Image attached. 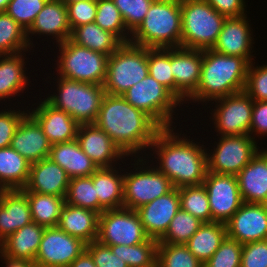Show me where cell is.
<instances>
[{"label": "cell", "mask_w": 267, "mask_h": 267, "mask_svg": "<svg viewBox=\"0 0 267 267\" xmlns=\"http://www.w3.org/2000/svg\"><path fill=\"white\" fill-rule=\"evenodd\" d=\"M71 31L66 5L60 0H48L27 31V39L31 50H34L36 46L33 41L35 36L39 42H52L54 47L55 44L59 45L70 39ZM42 37L46 38L43 39Z\"/></svg>", "instance_id": "18"}, {"label": "cell", "mask_w": 267, "mask_h": 267, "mask_svg": "<svg viewBox=\"0 0 267 267\" xmlns=\"http://www.w3.org/2000/svg\"><path fill=\"white\" fill-rule=\"evenodd\" d=\"M244 91L253 101H267V62L249 64Z\"/></svg>", "instance_id": "48"}, {"label": "cell", "mask_w": 267, "mask_h": 267, "mask_svg": "<svg viewBox=\"0 0 267 267\" xmlns=\"http://www.w3.org/2000/svg\"><path fill=\"white\" fill-rule=\"evenodd\" d=\"M2 108L3 106L0 108V148H6L10 147L16 129L21 120L28 114V106L12 105V107L4 106Z\"/></svg>", "instance_id": "45"}, {"label": "cell", "mask_w": 267, "mask_h": 267, "mask_svg": "<svg viewBox=\"0 0 267 267\" xmlns=\"http://www.w3.org/2000/svg\"><path fill=\"white\" fill-rule=\"evenodd\" d=\"M95 124L127 157H145L161 129L123 96L111 94L104 95Z\"/></svg>", "instance_id": "2"}, {"label": "cell", "mask_w": 267, "mask_h": 267, "mask_svg": "<svg viewBox=\"0 0 267 267\" xmlns=\"http://www.w3.org/2000/svg\"><path fill=\"white\" fill-rule=\"evenodd\" d=\"M156 263L160 267H203L185 244L158 243Z\"/></svg>", "instance_id": "43"}, {"label": "cell", "mask_w": 267, "mask_h": 267, "mask_svg": "<svg viewBox=\"0 0 267 267\" xmlns=\"http://www.w3.org/2000/svg\"><path fill=\"white\" fill-rule=\"evenodd\" d=\"M148 75L147 48L123 43L108 57L103 87L106 94L122 96Z\"/></svg>", "instance_id": "10"}, {"label": "cell", "mask_w": 267, "mask_h": 267, "mask_svg": "<svg viewBox=\"0 0 267 267\" xmlns=\"http://www.w3.org/2000/svg\"><path fill=\"white\" fill-rule=\"evenodd\" d=\"M206 107L204 111L210 114L207 121L214 126L212 134L217 133L213 136L249 135L253 100L245 91L216 99Z\"/></svg>", "instance_id": "12"}, {"label": "cell", "mask_w": 267, "mask_h": 267, "mask_svg": "<svg viewBox=\"0 0 267 267\" xmlns=\"http://www.w3.org/2000/svg\"><path fill=\"white\" fill-rule=\"evenodd\" d=\"M148 74L174 95L171 48H147Z\"/></svg>", "instance_id": "42"}, {"label": "cell", "mask_w": 267, "mask_h": 267, "mask_svg": "<svg viewBox=\"0 0 267 267\" xmlns=\"http://www.w3.org/2000/svg\"><path fill=\"white\" fill-rule=\"evenodd\" d=\"M99 213L65 203L58 227L67 234L89 244L98 237Z\"/></svg>", "instance_id": "29"}, {"label": "cell", "mask_w": 267, "mask_h": 267, "mask_svg": "<svg viewBox=\"0 0 267 267\" xmlns=\"http://www.w3.org/2000/svg\"><path fill=\"white\" fill-rule=\"evenodd\" d=\"M248 66L242 57L203 50L200 81L196 92L183 105L184 109L197 104L198 108L203 106L199 108L203 110L216 99L244 91Z\"/></svg>", "instance_id": "3"}, {"label": "cell", "mask_w": 267, "mask_h": 267, "mask_svg": "<svg viewBox=\"0 0 267 267\" xmlns=\"http://www.w3.org/2000/svg\"><path fill=\"white\" fill-rule=\"evenodd\" d=\"M200 219L179 209L171 220L169 228L158 243L186 244L191 236L203 225Z\"/></svg>", "instance_id": "41"}, {"label": "cell", "mask_w": 267, "mask_h": 267, "mask_svg": "<svg viewBox=\"0 0 267 267\" xmlns=\"http://www.w3.org/2000/svg\"><path fill=\"white\" fill-rule=\"evenodd\" d=\"M126 161L113 167L98 168L92 174L99 200V214L107 209L123 207L124 164L127 163Z\"/></svg>", "instance_id": "28"}, {"label": "cell", "mask_w": 267, "mask_h": 267, "mask_svg": "<svg viewBox=\"0 0 267 267\" xmlns=\"http://www.w3.org/2000/svg\"><path fill=\"white\" fill-rule=\"evenodd\" d=\"M10 0H0V12H5Z\"/></svg>", "instance_id": "56"}, {"label": "cell", "mask_w": 267, "mask_h": 267, "mask_svg": "<svg viewBox=\"0 0 267 267\" xmlns=\"http://www.w3.org/2000/svg\"><path fill=\"white\" fill-rule=\"evenodd\" d=\"M248 16L226 18L212 50L223 55L242 57L249 64L255 61L256 56L252 53L255 52L253 44L256 36L253 35L255 30Z\"/></svg>", "instance_id": "19"}, {"label": "cell", "mask_w": 267, "mask_h": 267, "mask_svg": "<svg viewBox=\"0 0 267 267\" xmlns=\"http://www.w3.org/2000/svg\"><path fill=\"white\" fill-rule=\"evenodd\" d=\"M31 51L27 32L6 12H0V55Z\"/></svg>", "instance_id": "36"}, {"label": "cell", "mask_w": 267, "mask_h": 267, "mask_svg": "<svg viewBox=\"0 0 267 267\" xmlns=\"http://www.w3.org/2000/svg\"><path fill=\"white\" fill-rule=\"evenodd\" d=\"M249 135L256 142H260L261 138L265 140L264 137L267 136V101H253Z\"/></svg>", "instance_id": "52"}, {"label": "cell", "mask_w": 267, "mask_h": 267, "mask_svg": "<svg viewBox=\"0 0 267 267\" xmlns=\"http://www.w3.org/2000/svg\"><path fill=\"white\" fill-rule=\"evenodd\" d=\"M148 238L136 210L121 207L99 215L97 241L104 245L131 246Z\"/></svg>", "instance_id": "13"}, {"label": "cell", "mask_w": 267, "mask_h": 267, "mask_svg": "<svg viewBox=\"0 0 267 267\" xmlns=\"http://www.w3.org/2000/svg\"><path fill=\"white\" fill-rule=\"evenodd\" d=\"M209 3L219 14L231 17H241L246 15L247 2L246 0H205Z\"/></svg>", "instance_id": "53"}, {"label": "cell", "mask_w": 267, "mask_h": 267, "mask_svg": "<svg viewBox=\"0 0 267 267\" xmlns=\"http://www.w3.org/2000/svg\"><path fill=\"white\" fill-rule=\"evenodd\" d=\"M50 72L52 74L45 73L47 75L45 83L50 84L44 85L46 93L42 97L55 108L68 113L79 125L95 123L102 99L106 94L104 87L57 76L54 70ZM50 85V91L47 93L49 90L47 87Z\"/></svg>", "instance_id": "4"}, {"label": "cell", "mask_w": 267, "mask_h": 267, "mask_svg": "<svg viewBox=\"0 0 267 267\" xmlns=\"http://www.w3.org/2000/svg\"><path fill=\"white\" fill-rule=\"evenodd\" d=\"M203 50L171 48L174 96L185 105L196 92L201 74Z\"/></svg>", "instance_id": "20"}, {"label": "cell", "mask_w": 267, "mask_h": 267, "mask_svg": "<svg viewBox=\"0 0 267 267\" xmlns=\"http://www.w3.org/2000/svg\"><path fill=\"white\" fill-rule=\"evenodd\" d=\"M154 0H113L127 30L132 34L143 22Z\"/></svg>", "instance_id": "46"}, {"label": "cell", "mask_w": 267, "mask_h": 267, "mask_svg": "<svg viewBox=\"0 0 267 267\" xmlns=\"http://www.w3.org/2000/svg\"><path fill=\"white\" fill-rule=\"evenodd\" d=\"M70 40L107 56L113 54L123 44L114 34L103 30L95 22L74 28L71 31Z\"/></svg>", "instance_id": "33"}, {"label": "cell", "mask_w": 267, "mask_h": 267, "mask_svg": "<svg viewBox=\"0 0 267 267\" xmlns=\"http://www.w3.org/2000/svg\"><path fill=\"white\" fill-rule=\"evenodd\" d=\"M69 267H96L90 253L85 250L72 261Z\"/></svg>", "instance_id": "55"}, {"label": "cell", "mask_w": 267, "mask_h": 267, "mask_svg": "<svg viewBox=\"0 0 267 267\" xmlns=\"http://www.w3.org/2000/svg\"><path fill=\"white\" fill-rule=\"evenodd\" d=\"M49 158L62 167L69 178L91 176L98 167L81 149L75 139L52 144Z\"/></svg>", "instance_id": "30"}, {"label": "cell", "mask_w": 267, "mask_h": 267, "mask_svg": "<svg viewBox=\"0 0 267 267\" xmlns=\"http://www.w3.org/2000/svg\"><path fill=\"white\" fill-rule=\"evenodd\" d=\"M128 161L124 165L123 207L137 210L174 188L146 157H129Z\"/></svg>", "instance_id": "7"}, {"label": "cell", "mask_w": 267, "mask_h": 267, "mask_svg": "<svg viewBox=\"0 0 267 267\" xmlns=\"http://www.w3.org/2000/svg\"><path fill=\"white\" fill-rule=\"evenodd\" d=\"M86 250L93 258L96 267H128L126 262L118 255H114L108 245H104L97 240L86 244Z\"/></svg>", "instance_id": "51"}, {"label": "cell", "mask_w": 267, "mask_h": 267, "mask_svg": "<svg viewBox=\"0 0 267 267\" xmlns=\"http://www.w3.org/2000/svg\"><path fill=\"white\" fill-rule=\"evenodd\" d=\"M5 191V189L3 187L0 186V199H1V196H2V193Z\"/></svg>", "instance_id": "59"}, {"label": "cell", "mask_w": 267, "mask_h": 267, "mask_svg": "<svg viewBox=\"0 0 267 267\" xmlns=\"http://www.w3.org/2000/svg\"><path fill=\"white\" fill-rule=\"evenodd\" d=\"M70 178L49 157L30 164L29 179L23 192H36L65 197Z\"/></svg>", "instance_id": "24"}, {"label": "cell", "mask_w": 267, "mask_h": 267, "mask_svg": "<svg viewBox=\"0 0 267 267\" xmlns=\"http://www.w3.org/2000/svg\"><path fill=\"white\" fill-rule=\"evenodd\" d=\"M66 7L71 30L95 20L97 0L76 1L66 4Z\"/></svg>", "instance_id": "49"}, {"label": "cell", "mask_w": 267, "mask_h": 267, "mask_svg": "<svg viewBox=\"0 0 267 267\" xmlns=\"http://www.w3.org/2000/svg\"><path fill=\"white\" fill-rule=\"evenodd\" d=\"M76 140L98 168L123 164L128 157L95 123L80 124Z\"/></svg>", "instance_id": "21"}, {"label": "cell", "mask_w": 267, "mask_h": 267, "mask_svg": "<svg viewBox=\"0 0 267 267\" xmlns=\"http://www.w3.org/2000/svg\"><path fill=\"white\" fill-rule=\"evenodd\" d=\"M30 205L33 222L44 227H56L60 220L65 197L24 192Z\"/></svg>", "instance_id": "35"}, {"label": "cell", "mask_w": 267, "mask_h": 267, "mask_svg": "<svg viewBox=\"0 0 267 267\" xmlns=\"http://www.w3.org/2000/svg\"><path fill=\"white\" fill-rule=\"evenodd\" d=\"M122 96L132 106L147 114L160 128L178 127V124L183 126V121L190 120L185 117L181 123L178 122V113L184 111L183 104L149 74Z\"/></svg>", "instance_id": "6"}, {"label": "cell", "mask_w": 267, "mask_h": 267, "mask_svg": "<svg viewBox=\"0 0 267 267\" xmlns=\"http://www.w3.org/2000/svg\"><path fill=\"white\" fill-rule=\"evenodd\" d=\"M31 222L27 195L21 189L5 190L0 199V243Z\"/></svg>", "instance_id": "26"}, {"label": "cell", "mask_w": 267, "mask_h": 267, "mask_svg": "<svg viewBox=\"0 0 267 267\" xmlns=\"http://www.w3.org/2000/svg\"><path fill=\"white\" fill-rule=\"evenodd\" d=\"M54 49V53L58 54L51 61H55L52 68L57 76L103 86L109 56L80 46L70 39L55 45Z\"/></svg>", "instance_id": "9"}, {"label": "cell", "mask_w": 267, "mask_h": 267, "mask_svg": "<svg viewBox=\"0 0 267 267\" xmlns=\"http://www.w3.org/2000/svg\"><path fill=\"white\" fill-rule=\"evenodd\" d=\"M94 22L103 30L114 34L122 43H129L131 33L127 30L120 11L113 0H97Z\"/></svg>", "instance_id": "39"}, {"label": "cell", "mask_w": 267, "mask_h": 267, "mask_svg": "<svg viewBox=\"0 0 267 267\" xmlns=\"http://www.w3.org/2000/svg\"><path fill=\"white\" fill-rule=\"evenodd\" d=\"M158 241L148 238L140 244L109 246L114 255L126 262L128 267H151L157 260Z\"/></svg>", "instance_id": "37"}, {"label": "cell", "mask_w": 267, "mask_h": 267, "mask_svg": "<svg viewBox=\"0 0 267 267\" xmlns=\"http://www.w3.org/2000/svg\"><path fill=\"white\" fill-rule=\"evenodd\" d=\"M62 1L65 5L68 3L76 2V1H84V0H60Z\"/></svg>", "instance_id": "57"}, {"label": "cell", "mask_w": 267, "mask_h": 267, "mask_svg": "<svg viewBox=\"0 0 267 267\" xmlns=\"http://www.w3.org/2000/svg\"><path fill=\"white\" fill-rule=\"evenodd\" d=\"M181 32L180 0H154L130 43L146 48L181 47Z\"/></svg>", "instance_id": "5"}, {"label": "cell", "mask_w": 267, "mask_h": 267, "mask_svg": "<svg viewBox=\"0 0 267 267\" xmlns=\"http://www.w3.org/2000/svg\"><path fill=\"white\" fill-rule=\"evenodd\" d=\"M261 204H263L267 207V194H266L265 200Z\"/></svg>", "instance_id": "58"}, {"label": "cell", "mask_w": 267, "mask_h": 267, "mask_svg": "<svg viewBox=\"0 0 267 267\" xmlns=\"http://www.w3.org/2000/svg\"><path fill=\"white\" fill-rule=\"evenodd\" d=\"M240 267H267V239L243 244Z\"/></svg>", "instance_id": "50"}, {"label": "cell", "mask_w": 267, "mask_h": 267, "mask_svg": "<svg viewBox=\"0 0 267 267\" xmlns=\"http://www.w3.org/2000/svg\"><path fill=\"white\" fill-rule=\"evenodd\" d=\"M32 51H24L17 54L12 55H0V104L1 106H14L18 105H25V99H21L22 103L19 101L20 98H25L24 94H26V89L30 86H34V76L30 75L32 70L28 66L29 57H26L27 53L30 56ZM28 68V69H27ZM29 71V72H27ZM29 74V76H28ZM32 77V81L30 79ZM32 85V86H31ZM23 95V96H22ZM22 96V97H21ZM20 97V98H18ZM17 100L15 103L11 100ZM18 98V99H17ZM24 100V101H23ZM6 104H5V103ZM8 102V103H7ZM11 102V103H10ZM18 102V103H17ZM17 103V104H16Z\"/></svg>", "instance_id": "16"}, {"label": "cell", "mask_w": 267, "mask_h": 267, "mask_svg": "<svg viewBox=\"0 0 267 267\" xmlns=\"http://www.w3.org/2000/svg\"><path fill=\"white\" fill-rule=\"evenodd\" d=\"M45 227L35 222L18 229L0 243V250L14 258L35 260Z\"/></svg>", "instance_id": "31"}, {"label": "cell", "mask_w": 267, "mask_h": 267, "mask_svg": "<svg viewBox=\"0 0 267 267\" xmlns=\"http://www.w3.org/2000/svg\"><path fill=\"white\" fill-rule=\"evenodd\" d=\"M30 162L11 147L0 148V186L23 189L29 179Z\"/></svg>", "instance_id": "32"}, {"label": "cell", "mask_w": 267, "mask_h": 267, "mask_svg": "<svg viewBox=\"0 0 267 267\" xmlns=\"http://www.w3.org/2000/svg\"><path fill=\"white\" fill-rule=\"evenodd\" d=\"M1 267H36L35 262L25 258H14L0 250ZM5 264V265H4Z\"/></svg>", "instance_id": "54"}, {"label": "cell", "mask_w": 267, "mask_h": 267, "mask_svg": "<svg viewBox=\"0 0 267 267\" xmlns=\"http://www.w3.org/2000/svg\"><path fill=\"white\" fill-rule=\"evenodd\" d=\"M242 249L243 244L226 236L218 250L204 263L203 267H240Z\"/></svg>", "instance_id": "47"}, {"label": "cell", "mask_w": 267, "mask_h": 267, "mask_svg": "<svg viewBox=\"0 0 267 267\" xmlns=\"http://www.w3.org/2000/svg\"><path fill=\"white\" fill-rule=\"evenodd\" d=\"M85 250L86 243L58 226L45 227L34 262L37 267H69Z\"/></svg>", "instance_id": "14"}, {"label": "cell", "mask_w": 267, "mask_h": 267, "mask_svg": "<svg viewBox=\"0 0 267 267\" xmlns=\"http://www.w3.org/2000/svg\"><path fill=\"white\" fill-rule=\"evenodd\" d=\"M214 137L215 141H210L214 143L205 141V144L209 146L206 147L208 171L216 174L237 175L258 153L261 144L266 145L263 141L258 144L250 135Z\"/></svg>", "instance_id": "11"}, {"label": "cell", "mask_w": 267, "mask_h": 267, "mask_svg": "<svg viewBox=\"0 0 267 267\" xmlns=\"http://www.w3.org/2000/svg\"><path fill=\"white\" fill-rule=\"evenodd\" d=\"M227 237L241 244L267 239V207L258 203H243L225 223Z\"/></svg>", "instance_id": "22"}, {"label": "cell", "mask_w": 267, "mask_h": 267, "mask_svg": "<svg viewBox=\"0 0 267 267\" xmlns=\"http://www.w3.org/2000/svg\"><path fill=\"white\" fill-rule=\"evenodd\" d=\"M48 0H10L6 13L27 32Z\"/></svg>", "instance_id": "44"}, {"label": "cell", "mask_w": 267, "mask_h": 267, "mask_svg": "<svg viewBox=\"0 0 267 267\" xmlns=\"http://www.w3.org/2000/svg\"><path fill=\"white\" fill-rule=\"evenodd\" d=\"M261 148L236 175L244 203L261 204L267 194V147Z\"/></svg>", "instance_id": "27"}, {"label": "cell", "mask_w": 267, "mask_h": 267, "mask_svg": "<svg viewBox=\"0 0 267 267\" xmlns=\"http://www.w3.org/2000/svg\"><path fill=\"white\" fill-rule=\"evenodd\" d=\"M51 146L42 127L29 113L21 120L10 143L30 163L48 158Z\"/></svg>", "instance_id": "25"}, {"label": "cell", "mask_w": 267, "mask_h": 267, "mask_svg": "<svg viewBox=\"0 0 267 267\" xmlns=\"http://www.w3.org/2000/svg\"><path fill=\"white\" fill-rule=\"evenodd\" d=\"M226 236L224 223H203L185 245L204 264L218 250Z\"/></svg>", "instance_id": "34"}, {"label": "cell", "mask_w": 267, "mask_h": 267, "mask_svg": "<svg viewBox=\"0 0 267 267\" xmlns=\"http://www.w3.org/2000/svg\"><path fill=\"white\" fill-rule=\"evenodd\" d=\"M38 90L40 91L39 99L36 98L37 96H35V94L33 97L29 96L30 99L34 98L33 100L35 103L32 102V99L30 101L31 103L28 101V113L42 127L49 142L51 144H56L75 140L79 124L68 113L55 108L42 98L41 94H44V92L41 91L43 90L42 88Z\"/></svg>", "instance_id": "17"}, {"label": "cell", "mask_w": 267, "mask_h": 267, "mask_svg": "<svg viewBox=\"0 0 267 267\" xmlns=\"http://www.w3.org/2000/svg\"><path fill=\"white\" fill-rule=\"evenodd\" d=\"M180 209L178 188L154 199L136 210L149 238L159 241L167 232L171 220Z\"/></svg>", "instance_id": "23"}, {"label": "cell", "mask_w": 267, "mask_h": 267, "mask_svg": "<svg viewBox=\"0 0 267 267\" xmlns=\"http://www.w3.org/2000/svg\"><path fill=\"white\" fill-rule=\"evenodd\" d=\"M182 15L181 47L212 49L226 16L219 14L205 0H180Z\"/></svg>", "instance_id": "8"}, {"label": "cell", "mask_w": 267, "mask_h": 267, "mask_svg": "<svg viewBox=\"0 0 267 267\" xmlns=\"http://www.w3.org/2000/svg\"><path fill=\"white\" fill-rule=\"evenodd\" d=\"M180 127L161 128L145 157L172 182L173 187L201 185L208 172L204 139L202 135L201 139L191 138L194 133L187 136L184 127Z\"/></svg>", "instance_id": "1"}, {"label": "cell", "mask_w": 267, "mask_h": 267, "mask_svg": "<svg viewBox=\"0 0 267 267\" xmlns=\"http://www.w3.org/2000/svg\"><path fill=\"white\" fill-rule=\"evenodd\" d=\"M178 193L180 209L190 213L204 223H211L208 194L203 184L179 187Z\"/></svg>", "instance_id": "38"}, {"label": "cell", "mask_w": 267, "mask_h": 267, "mask_svg": "<svg viewBox=\"0 0 267 267\" xmlns=\"http://www.w3.org/2000/svg\"><path fill=\"white\" fill-rule=\"evenodd\" d=\"M65 203L91 209L99 213V200L96 195L92 175L70 179L65 196Z\"/></svg>", "instance_id": "40"}, {"label": "cell", "mask_w": 267, "mask_h": 267, "mask_svg": "<svg viewBox=\"0 0 267 267\" xmlns=\"http://www.w3.org/2000/svg\"><path fill=\"white\" fill-rule=\"evenodd\" d=\"M211 209V222L226 223L244 203L236 175L207 172L204 182Z\"/></svg>", "instance_id": "15"}, {"label": "cell", "mask_w": 267, "mask_h": 267, "mask_svg": "<svg viewBox=\"0 0 267 267\" xmlns=\"http://www.w3.org/2000/svg\"><path fill=\"white\" fill-rule=\"evenodd\" d=\"M151 267H160L157 263H155L153 266Z\"/></svg>", "instance_id": "60"}]
</instances>
